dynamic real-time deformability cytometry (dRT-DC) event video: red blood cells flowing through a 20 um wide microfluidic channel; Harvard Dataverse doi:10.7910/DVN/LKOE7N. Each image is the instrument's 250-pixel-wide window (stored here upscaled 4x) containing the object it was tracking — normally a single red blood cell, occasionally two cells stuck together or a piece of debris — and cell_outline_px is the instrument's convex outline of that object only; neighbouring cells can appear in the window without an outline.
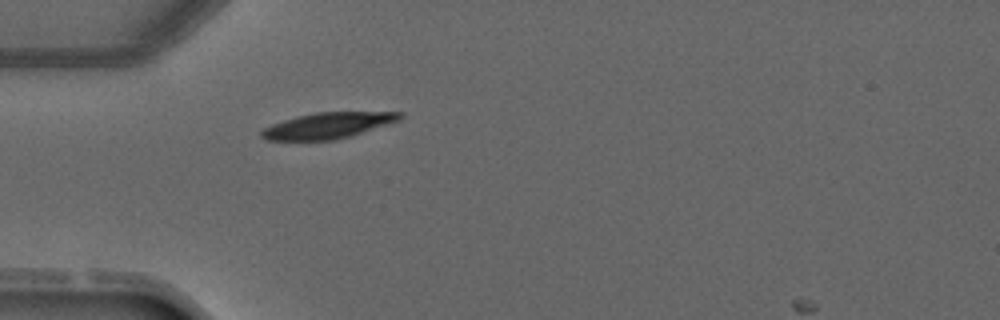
{"species": "common noctule bat (a hibernating species)", "species_latin": "Nyctalus noctula", "temperature_condition": "warm", "stored_images_in_passage": 1, "camera_frame_rate_fps": 3000, "um_per_image_px": 0.085, "animal": {"sex": "male", "forearm_length_mm": 52.5}, "frame": {"image": 1, "passage_image": 1, "time_ms": 0.0, "image_size_px": [1000, 320], "cell_outline_px": [[404, 116], [400, 120], [352, 136], [332, 140], [268, 140], [260, 136], [260, 132], [264, 128], [272, 124], [296, 116], [316, 112], [404, 112]], "centroid_in_image_um": [27.9, 10.66], "position_along_channel_um": 57.1, "area_um2": 20.92}}